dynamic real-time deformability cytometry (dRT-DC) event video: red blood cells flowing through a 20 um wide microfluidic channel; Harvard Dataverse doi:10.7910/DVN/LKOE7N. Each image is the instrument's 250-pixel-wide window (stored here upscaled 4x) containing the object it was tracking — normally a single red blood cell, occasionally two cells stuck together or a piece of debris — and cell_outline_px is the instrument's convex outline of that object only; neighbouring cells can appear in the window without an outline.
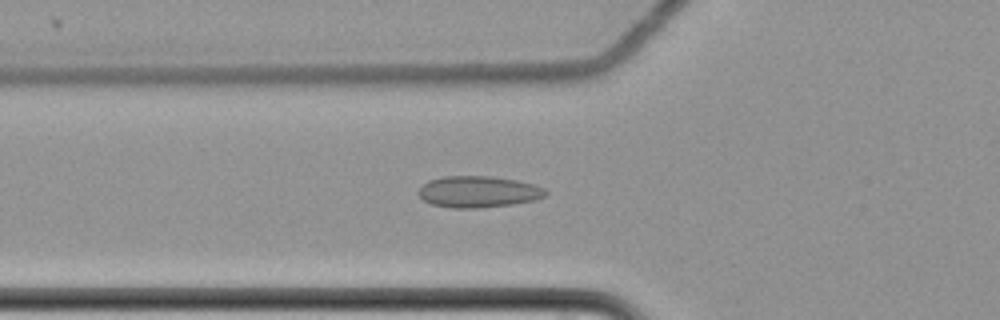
{"species": "common noctule bat (a hibernating species)", "species_latin": "Nyctalus noctula", "temperature_condition": "cold", "stored_images_in_passage": 51, "camera_frame_rate_fps": 3000, "um_per_image_px": 0.085, "animal": {"sex": "female", "body_mass_g": 22.7, "forearm_length_mm": 54.2}, "frame": {"image": 1, "passage_image": 13, "time_ms": 4.0, "image_size_px": [1000, 320], "cell_outline_px": [[548, 192], [544, 196], [536, 200], [512, 204], [476, 208], [452, 208], [432, 204], [424, 200], [416, 192], [428, 180], [444, 176], [492, 176], [516, 180], [532, 184], [544, 188]], "centroid_in_image_um": [40.65, 16.29], "position_along_channel_um": 85.2, "area_um2": 23.24}}
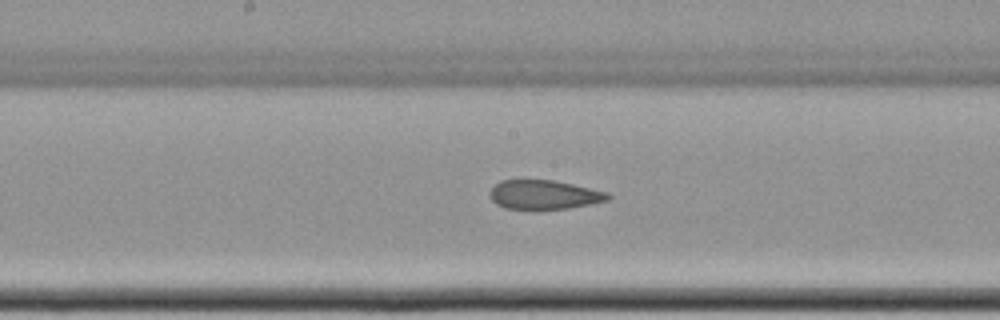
{"frame": {"image": 2, "passage_image": 23, "time_ms": 7.333, "image_size_px": [1000, 320], "cell_outline_px": [[612, 196], [608, 200], [568, 208], [504, 208], [496, 204], [492, 200], [492, 188], [500, 180], [552, 180], [572, 184], [608, 192]], "centroid_in_image_um": [46.27, 16.53], "position_along_channel_um": 201.9, "area_um2": 19.54}}
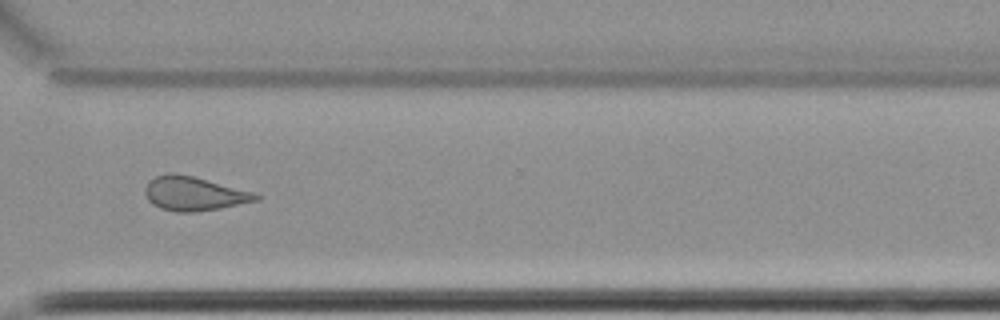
{"frame": {"image": 3, "passage_image": 36, "time_ms": 11.667, "image_size_px": [1000, 320], "cell_outline_px": [[260, 200], [220, 208], [196, 212], [176, 212], [160, 208], [152, 204], [148, 200], [144, 192], [144, 188], [148, 180], [156, 176], [168, 172], [176, 172], [256, 192], [260, 196]], "centroid_in_image_um": [16.47, 16.45], "position_along_channel_um": 354.1, "area_um2": 22.25}, "authors_computed_cell_mechanics": {"area_um2": 22.3686, "velocity_mm_per_s": 3.5027, "shape_relaxation_time_tau1_ms": null, "shape_relaxation_time_tau2_ms": 3.5726, "deformation_change_tau1": null, "deformation_change_tau2": 0.0745}}